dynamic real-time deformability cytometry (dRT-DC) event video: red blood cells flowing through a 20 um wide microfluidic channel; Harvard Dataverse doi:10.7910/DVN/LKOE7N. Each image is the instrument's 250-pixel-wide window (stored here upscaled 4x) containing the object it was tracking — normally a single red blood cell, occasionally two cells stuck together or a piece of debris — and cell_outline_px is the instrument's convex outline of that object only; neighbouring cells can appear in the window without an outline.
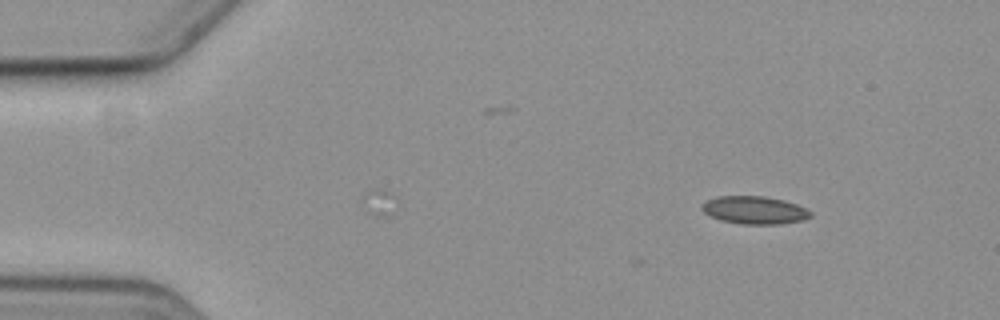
{"species": "common noctule bat (a hibernating species)", "species_latin": "Nyctalus noctula", "temperature_condition": "cold", "stored_images_in_passage": 4, "camera_frame_rate_fps": 3000, "um_per_image_px": 0.085, "animal": {"sex": "female", "body_mass_g": 19.3, "forearm_length_mm": 54.1}, "frame": {"image": 1, "passage_image": 1, "time_ms": 0.0, "image_size_px": [1000, 320], "cell_outline_px": [[812, 216], [804, 220], [780, 224], [740, 224], [720, 220], [708, 216], [700, 208], [700, 204], [716, 196], [764, 196], [784, 200], [796, 204], [812, 212]], "centroid_in_image_um": [64.1, 17.86], "position_along_channel_um": 20.9, "area_um2": 17.8}}